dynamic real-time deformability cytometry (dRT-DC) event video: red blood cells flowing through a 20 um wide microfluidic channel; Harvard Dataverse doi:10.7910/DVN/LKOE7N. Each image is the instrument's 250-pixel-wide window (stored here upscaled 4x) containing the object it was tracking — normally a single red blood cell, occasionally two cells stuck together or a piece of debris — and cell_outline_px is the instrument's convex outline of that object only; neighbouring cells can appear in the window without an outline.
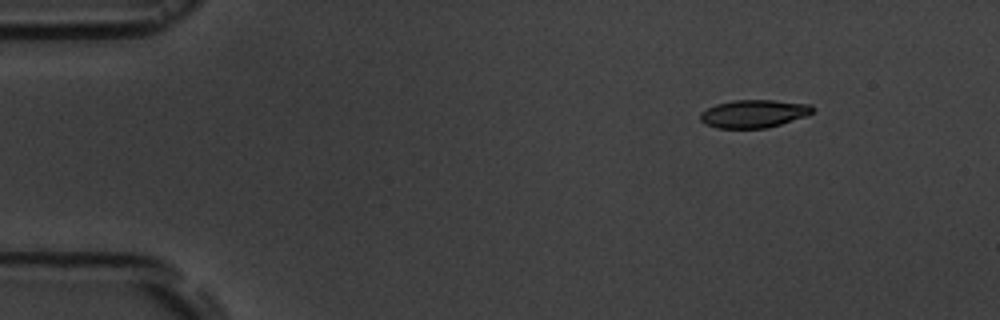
{"species": "common noctule bat (a hibernating species)", "species_latin": "Nyctalus noctula", "temperature_condition": "room temperature", "stored_images_in_passage": 5, "camera_frame_rate_fps": 3000, "um_per_image_px": 0.085, "animal": {"sex": "male", "body_mass_g": 19.5, "forearm_length_mm": 54.6}, "frame": {"image": 1, "passage_image": 1, "time_ms": 0.0, "image_size_px": [1000, 320], "cell_outline_px": [[816, 108], [812, 112], [804, 116], [768, 128], [716, 128], [704, 124], [700, 120], [700, 112], [716, 104], [732, 100], [772, 100], [812, 104]], "centroid_in_image_um": [64.05, 9.66], "position_along_channel_um": 20.9, "area_um2": 18.32}}
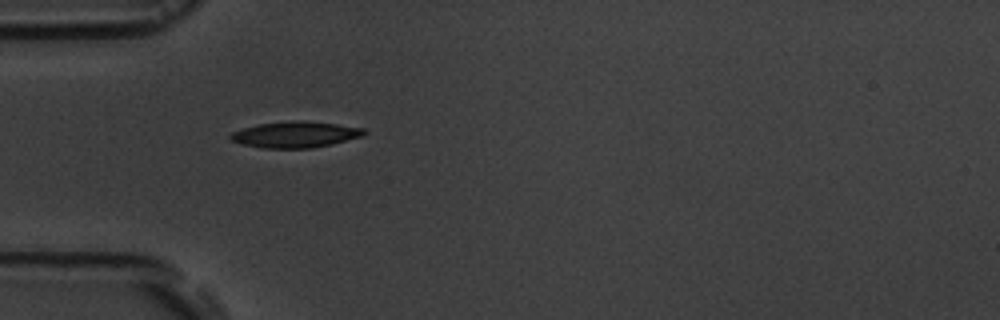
{"frame": {"image": 2, "passage_image": 4, "time_ms": 3.333, "image_size_px": [1000, 320], "cell_outline_px": [[368, 132], [364, 136], [332, 144], [312, 148], [264, 148], [244, 144], [232, 140], [228, 136], [232, 132], [244, 128], [260, 124], [296, 120], [300, 120], [336, 124], [364, 128]], "centroid_in_image_um": [25.16, 11.44], "position_along_channel_um": 59.8, "area_um2": 20.17}}
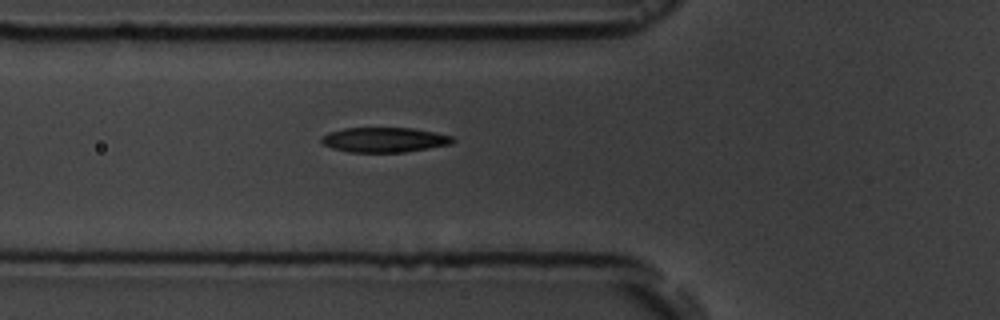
{"frame": {"image": 3, "passage_image": 5, "time_ms": 4.333, "image_size_px": [1000, 320], "cell_outline_px": [[456, 140], [452, 144], [404, 152], [348, 152], [332, 148], [324, 144], [320, 140], [320, 136], [328, 132], [344, 128], [412, 128], [452, 136]], "centroid_in_image_um": [32.64, 11.88], "position_along_channel_um": 93.2, "area_um2": 19.02}}